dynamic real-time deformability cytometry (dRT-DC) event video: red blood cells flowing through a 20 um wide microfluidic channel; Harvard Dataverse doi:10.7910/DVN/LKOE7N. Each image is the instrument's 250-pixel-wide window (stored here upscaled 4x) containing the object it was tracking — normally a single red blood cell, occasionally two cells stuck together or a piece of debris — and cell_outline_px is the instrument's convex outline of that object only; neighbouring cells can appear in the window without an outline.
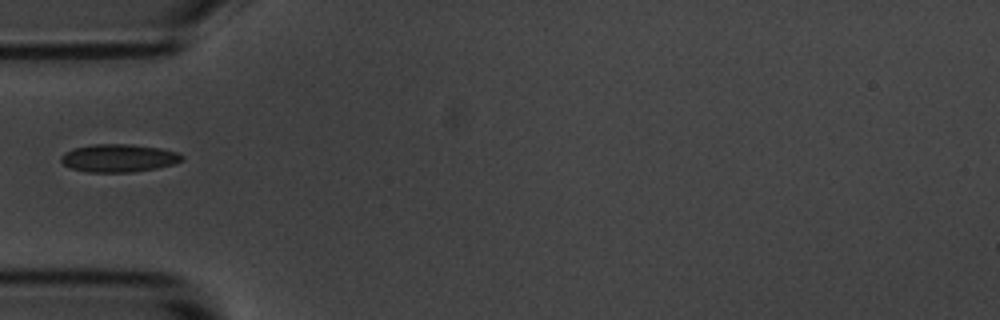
{"species": "common noctule bat (a hibernating species)", "species_latin": "Nyctalus noctula", "temperature_condition": "room temperature", "stored_images_in_passage": 21, "camera_frame_rate_fps": 3000, "um_per_image_px": 0.085, "animal": {"sex": "male", "body_mass_g": 20.1, "forearm_length_mm": 53.5}, "frame": {"image": 1, "passage_image": 1, "time_ms": 0.0, "image_size_px": [1000, 320], "cell_outline_px": [[184, 160], [176, 164], [156, 168], [132, 172], [88, 172], [72, 168], [64, 164], [60, 160], [60, 156], [64, 152], [72, 148], [96, 144], [128, 144], [160, 148], [176, 152], [184, 156]], "centroid_in_image_um": [10.1, 13.43], "position_along_channel_um": 74.9, "area_um2": 19.71}}
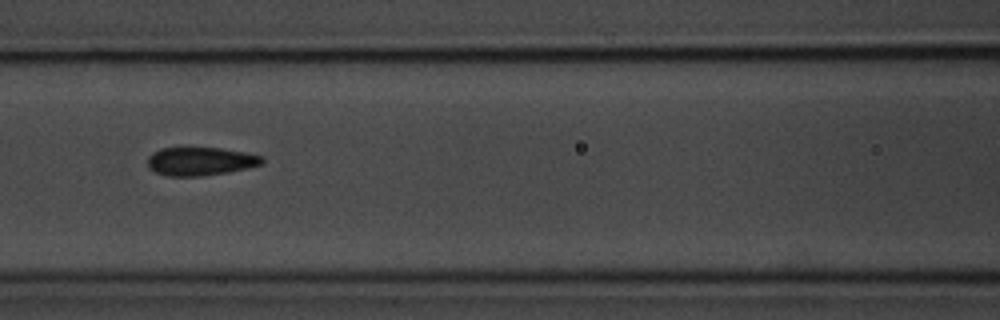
{"frame": {"image": 2, "passage_image": 7, "time_ms": 2.0, "image_size_px": [1000, 320], "cell_outline_px": [[264, 160], [260, 164], [248, 168], [228, 172], [204, 176], [168, 176], [156, 172], [148, 168], [148, 156], [152, 152], [160, 148], [220, 148], [244, 152], [260, 156]], "centroid_in_image_um": [16.99, 13.71], "position_along_channel_um": 149.6, "area_um2": 18.84}}
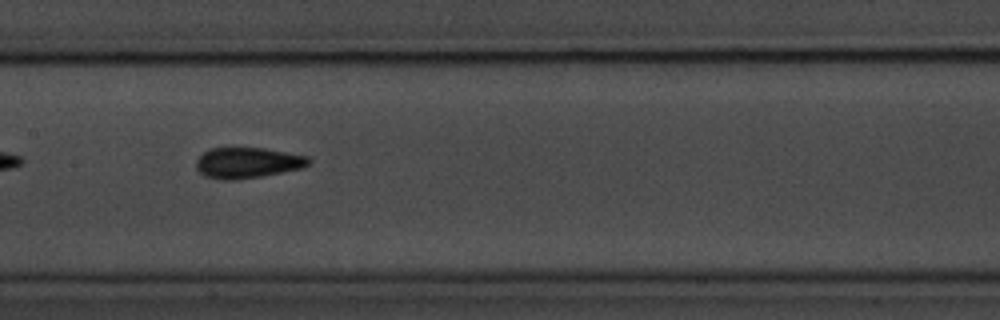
{"frame": {"image": 3, "passage_image": 10, "time_ms": 3.0, "image_size_px": [1000, 320], "cell_outline_px": [[312, 160], [304, 168], [260, 176], [236, 180], [224, 180], [204, 176], [196, 168], [196, 160], [208, 148], [264, 148], [308, 156]], "centroid_in_image_um": [21.04, 13.83], "position_along_channel_um": 186.4, "area_um2": 20.17}}